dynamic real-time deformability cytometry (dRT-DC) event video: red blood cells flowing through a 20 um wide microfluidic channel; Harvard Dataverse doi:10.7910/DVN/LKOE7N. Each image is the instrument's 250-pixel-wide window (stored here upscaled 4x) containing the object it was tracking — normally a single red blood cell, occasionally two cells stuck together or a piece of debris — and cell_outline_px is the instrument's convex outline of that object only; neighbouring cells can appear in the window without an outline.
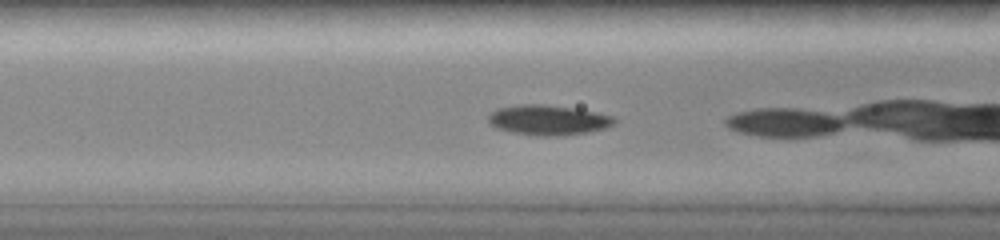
{"species": "common noctule bat (a hibernating species)", "species_latin": "Nyctalus noctula", "temperature_condition": "room temperature", "stored_images_in_passage": 20, "camera_frame_rate_fps": 3000, "um_per_image_px": 0.085, "animal": {"sex": "female", "body_mass_g": 19.0, "forearm_length_mm": 51.5}, "frame": {"image": 1, "passage_image": 13, "time_ms": 4.0, "image_size_px": [1000, 240], "cell_outline_px": [[616, 124], [604, 128], [588, 132], [560, 136], [544, 136], [512, 132], [496, 128], [488, 120], [488, 116], [496, 108], [520, 104], [540, 104], [576, 108], [596, 112], [612, 116], [616, 120]], "centroid_in_image_um": [46.61, 10.19], "position_along_channel_um": 120.0, "area_um2": 22.02}}